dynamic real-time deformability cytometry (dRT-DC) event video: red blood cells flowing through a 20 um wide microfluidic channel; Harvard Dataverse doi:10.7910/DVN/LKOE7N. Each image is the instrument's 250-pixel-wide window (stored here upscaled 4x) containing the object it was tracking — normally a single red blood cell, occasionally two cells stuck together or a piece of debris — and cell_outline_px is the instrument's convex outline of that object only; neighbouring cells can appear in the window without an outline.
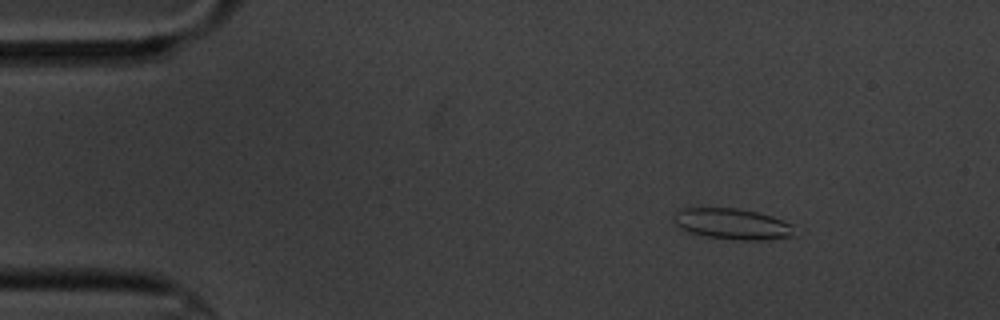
{"species": "common noctule bat (a hibernating species)", "species_latin": "Nyctalus noctula", "temperature_condition": "cold", "stored_images_in_passage": 8, "camera_frame_rate_fps": 3000, "um_per_image_px": 0.085, "animal": {"sex": "male", "body_mass_g": 20.1, "forearm_length_mm": 53.5}, "frame": {"image": 1, "passage_image": 3, "time_ms": 2.333, "image_size_px": [1000, 320], "cell_outline_px": [[796, 236], [764, 240], [732, 240], [704, 236], [688, 232], [680, 228], [676, 224], [672, 216], [676, 212], [684, 208], [740, 208], [772, 216], [784, 220], [792, 224]], "centroid_in_image_um": [62.27, 19.04], "position_along_channel_um": 22.7, "area_um2": 22.02}}
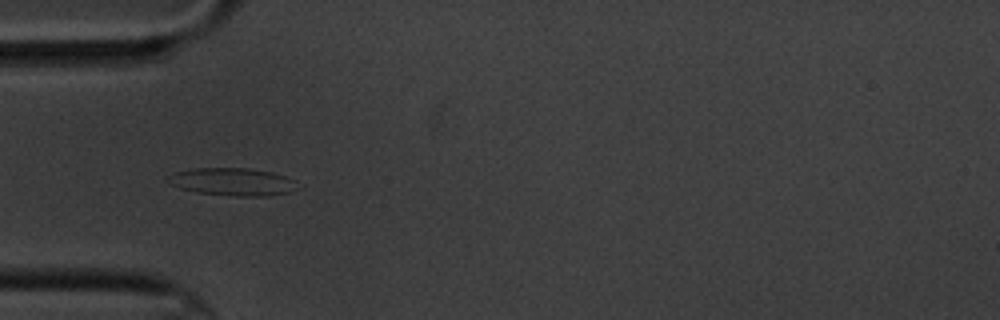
{"frame": {"image": 2, "passage_image": 6, "time_ms": 5.667, "image_size_px": [1000, 320], "cell_outline_px": [[304, 188], [292, 192], [272, 196], [236, 196], [196, 192], [180, 188], [168, 184], [164, 180], [168, 176], [176, 172], [192, 168], [248, 168], [272, 172], [296, 180]], "centroid_in_image_um": [19.84, 15.46], "position_along_channel_um": 65.2, "area_um2": 21.44}}
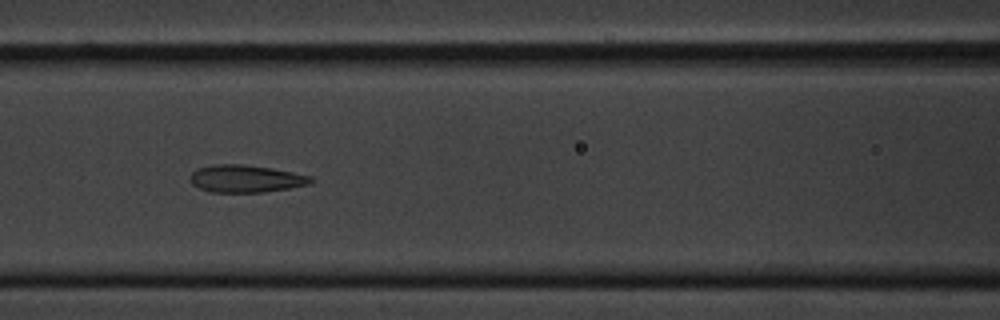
{"frame": {"image": 3, "passage_image": 8, "time_ms": 8.0, "image_size_px": [1000, 320], "cell_outline_px": [[316, 180], [308, 184], [288, 188], [264, 192], [212, 192], [200, 188], [192, 184], [188, 180], [188, 176], [196, 168], [212, 164], [244, 164], [272, 168], [312, 176]], "centroid_in_image_um": [20.86, 15.17], "position_along_channel_um": 145.7, "area_um2": 19.48}}